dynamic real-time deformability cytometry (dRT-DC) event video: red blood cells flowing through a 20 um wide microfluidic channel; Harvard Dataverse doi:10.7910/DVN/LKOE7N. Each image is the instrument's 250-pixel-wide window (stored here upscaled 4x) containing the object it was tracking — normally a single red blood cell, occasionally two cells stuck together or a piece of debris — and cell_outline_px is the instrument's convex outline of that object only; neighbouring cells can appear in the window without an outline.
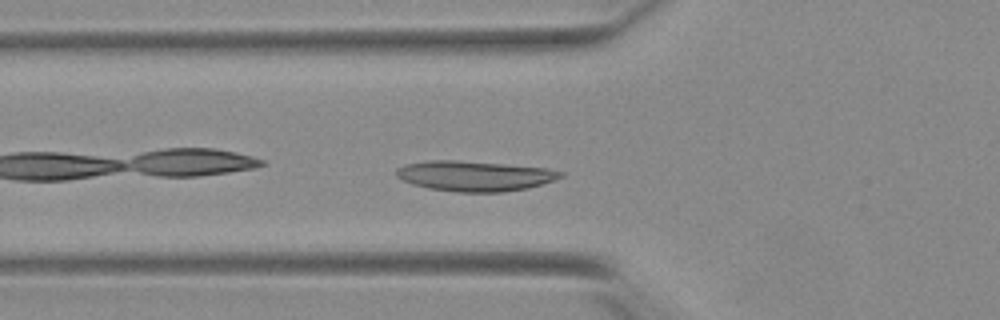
{"species": "Egyptian fruit bat (a non-hibernating species)", "species_latin": "Rousettus aegyptiacus", "temperature_condition": "warm", "stored_images_in_passage": 38, "segment_of_instrument_passage": [1, 2], "camera_frame_rate_fps": 3000, "um_per_image_px": 0.085, "animal": {"sex": "female"}, "frame": {"image": 1, "passage_image": 3, "time_ms": 0.667, "image_size_px": [1000, 320], "cell_outline_px": [[564, 176], [528, 188], [500, 192], [456, 192], [428, 188], [412, 184], [396, 176], [396, 168], [404, 164], [428, 160], [456, 160], [504, 164], [548, 168], [564, 172]], "centroid_in_image_um": [40.31, 14.95], "position_along_channel_um": 85.5, "area_um2": 28.9}}
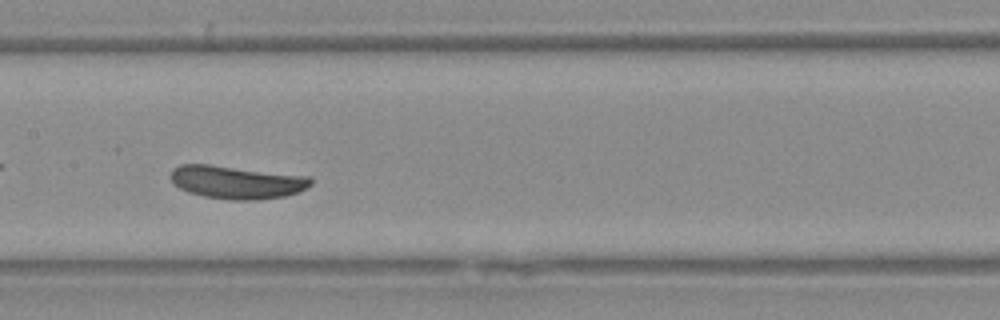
{"frame": {"image": 2, "passage_image": 11, "time_ms": 3.333, "image_size_px": [1000, 320], "cell_outline_px": [[312, 184], [296, 192], [284, 196], [260, 200], [232, 200], [204, 196], [188, 192], [180, 188], [172, 180], [172, 168], [180, 164], [208, 164], [312, 176]], "centroid_in_image_um": [20.14, 15.47], "position_along_channel_um": 187.3, "area_um2": 26.93}}
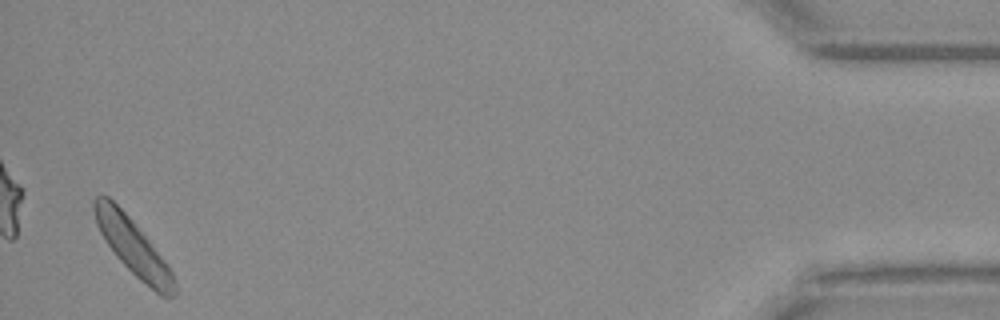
{"frame": {"image": 3, "passage_image": 36, "time_ms": 11.667, "image_size_px": [1000, 320], "cell_outline_px": [[176, 292], [172, 296], [160, 296], [140, 280], [116, 256], [100, 232], [96, 224], [92, 208], [92, 204], [96, 196], [108, 196], [132, 220], [168, 264], [176, 280]], "centroid_in_image_um": [11.31, 21.0], "position_along_channel_um": 423.9, "area_um2": 25.78}}